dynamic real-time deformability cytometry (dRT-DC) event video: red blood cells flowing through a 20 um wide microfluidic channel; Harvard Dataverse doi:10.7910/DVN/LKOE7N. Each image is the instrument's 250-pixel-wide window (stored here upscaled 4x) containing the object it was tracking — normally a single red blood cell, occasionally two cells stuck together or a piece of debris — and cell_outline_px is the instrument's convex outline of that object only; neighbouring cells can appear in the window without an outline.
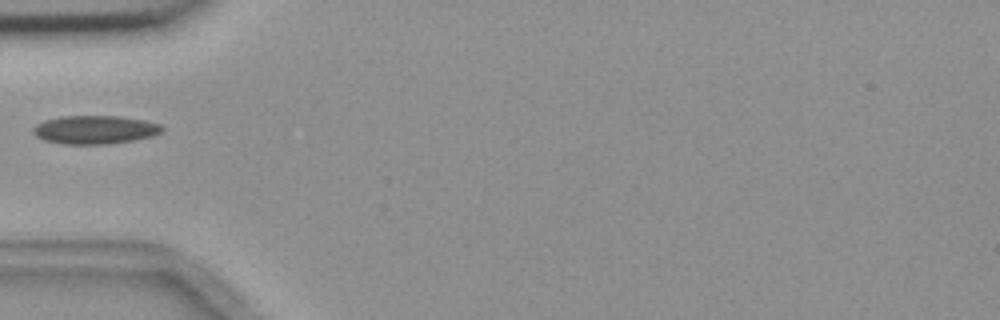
{"species": "common noctule bat (a hibernating species)", "species_latin": "Nyctalus noctula", "temperature_condition": "room temperature", "stored_images_in_passage": 1, "camera_frame_rate_fps": 3000, "um_per_image_px": 0.085, "animal": {"sex": "female", "body_mass_g": 18.4}, "frame": {"image": 1, "passage_image": 1, "time_ms": 0.0, "image_size_px": [1000, 320], "cell_outline_px": [[164, 128], [160, 132], [152, 136], [132, 140], [108, 144], [64, 144], [44, 140], [36, 136], [32, 132], [32, 128], [36, 124], [44, 120], [64, 116], [120, 116], [144, 120], [160, 124]], "centroid_in_image_um": [8.04, 11.02], "position_along_channel_um": 77.0, "area_um2": 21.33}}